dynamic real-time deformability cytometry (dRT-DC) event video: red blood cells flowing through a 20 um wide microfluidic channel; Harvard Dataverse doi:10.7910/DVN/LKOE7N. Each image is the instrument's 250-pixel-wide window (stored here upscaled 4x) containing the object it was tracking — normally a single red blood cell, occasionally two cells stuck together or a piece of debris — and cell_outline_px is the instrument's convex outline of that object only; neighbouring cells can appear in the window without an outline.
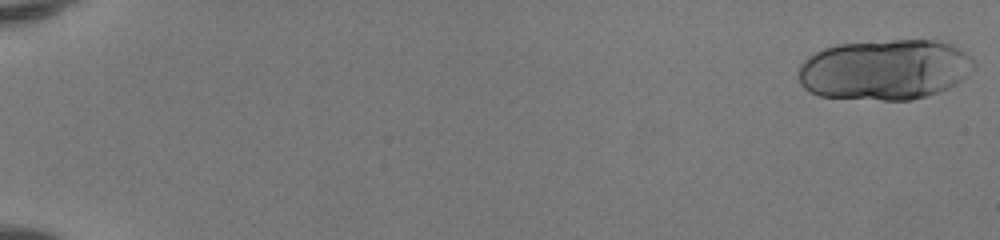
{"species": "human", "species_latin": "Homo sapiens", "temperature_condition": "room temperature", "stored_images_in_passage": 21, "camera_frame_rate_fps": 3000, "um_per_image_px": 0.085, "donor": {"sex": "female"}, "frame": {"image": 1, "passage_image": 1, "time_ms": 0.0, "image_size_px": [1000, 240], "cell_outline_px": [[976, 68], [968, 76], [956, 84], [940, 92], [912, 100], [880, 100], [820, 96], [808, 92], [800, 84], [796, 72], [800, 64], [808, 56], [824, 48], [836, 44], [892, 40], [940, 40], [952, 44], [972, 56], [976, 60]], "centroid_in_image_um": [75.24, 5.92], "position_along_channel_um": 9.8, "area_um2": 62.94}}
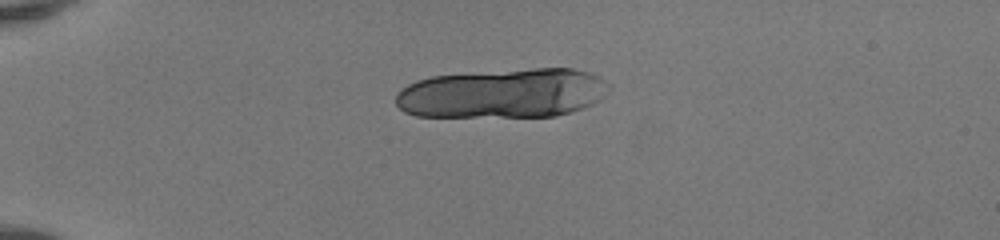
{"frame": {"image": 2, "passage_image": 14, "time_ms": 4.333, "image_size_px": [1000, 240], "cell_outline_px": [[612, 84], [604, 96], [600, 100], [592, 104], [556, 116], [416, 116], [404, 112], [396, 104], [396, 92], [400, 88], [416, 80], [432, 76], [532, 68], [572, 68], [592, 72], [600, 76]], "centroid_in_image_um": [42.77, 7.92], "position_along_channel_um": 42.2, "area_um2": 61.67}}